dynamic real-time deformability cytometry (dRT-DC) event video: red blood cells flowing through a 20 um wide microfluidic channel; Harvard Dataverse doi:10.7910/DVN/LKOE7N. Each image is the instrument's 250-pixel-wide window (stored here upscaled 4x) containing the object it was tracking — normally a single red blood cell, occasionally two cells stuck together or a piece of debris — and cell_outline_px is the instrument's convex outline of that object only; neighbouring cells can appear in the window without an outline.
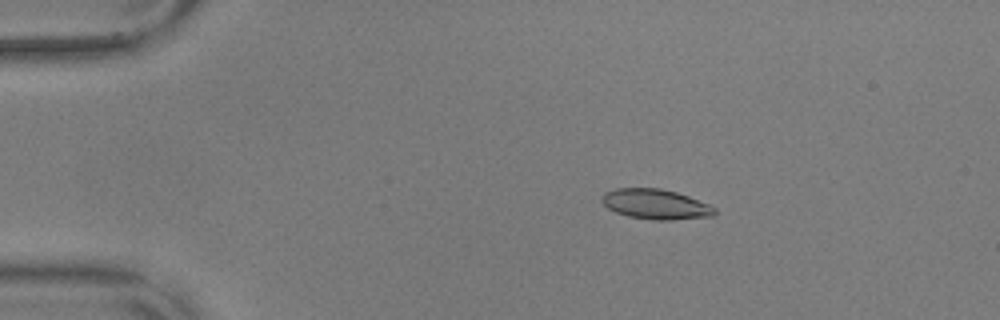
{"species": "common noctule bat (a hibernating species)", "species_latin": "Nyctalus noctula", "temperature_condition": "warm", "stored_images_in_passage": 55, "camera_frame_rate_fps": 3000, "um_per_image_px": 0.085, "animal": {"sex": "male", "body_mass_g": 17.9, "forearm_length_mm": 54.2}, "frame": {"image": 1, "passage_image": 9, "time_ms": 2.667, "image_size_px": [1000, 320], "cell_outline_px": [[716, 212], [712, 216], [672, 220], [652, 220], [628, 216], [616, 212], [608, 208], [600, 200], [600, 196], [604, 192], [616, 188], [660, 188], [676, 192], [688, 196], [708, 204], [716, 208]], "centroid_in_image_um": [55.7, 17.35], "position_along_channel_um": 29.3, "area_um2": 19.83}}
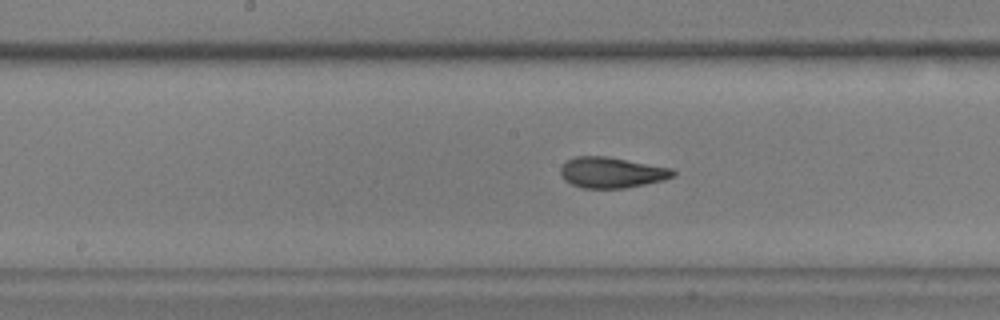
{"frame": {"image": 2, "passage_image": 28, "time_ms": 9.0, "image_size_px": [1000, 320], "cell_outline_px": [[676, 172], [672, 176], [664, 180], [624, 188], [580, 188], [564, 180], [560, 176], [560, 168], [568, 160], [576, 156], [608, 156], [672, 168]], "centroid_in_image_um": [51.97, 14.66], "position_along_channel_um": 196.2, "area_um2": 20.17}}
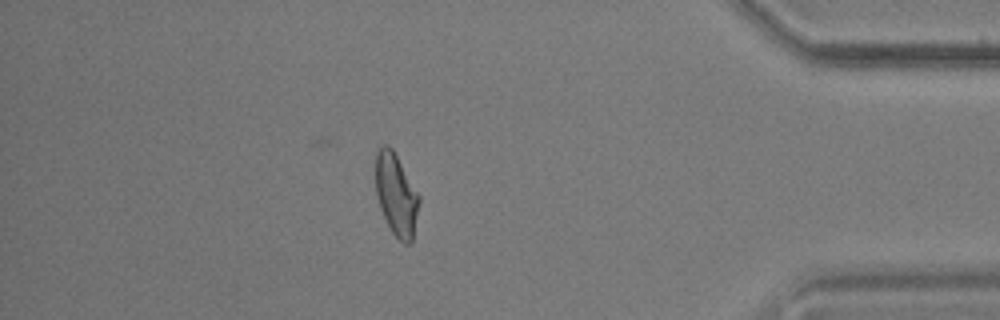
{"frame": {"image": 3, "passage_image": 48, "time_ms": 15.667, "image_size_px": [1000, 320], "cell_outline_px": [[420, 200], [412, 244], [404, 244], [392, 232], [380, 208], [376, 192], [376, 152], [384, 144], [388, 144], [392, 148], [420, 196]], "centroid_in_image_um": [33.69, 16.56], "position_along_channel_um": 401.5, "area_um2": 20.69}, "authors_computed_cell_mechanics": {"area_um2": 20.1722, "velocity_mm_per_s": 3.6037, "shape_relaxation_time_tau1_ms": 4.6916, "shape_relaxation_time_tau2_ms": 1.3273, "deformation_change_tau1": 0.1557, "deformation_change_tau2": 0.0688}}